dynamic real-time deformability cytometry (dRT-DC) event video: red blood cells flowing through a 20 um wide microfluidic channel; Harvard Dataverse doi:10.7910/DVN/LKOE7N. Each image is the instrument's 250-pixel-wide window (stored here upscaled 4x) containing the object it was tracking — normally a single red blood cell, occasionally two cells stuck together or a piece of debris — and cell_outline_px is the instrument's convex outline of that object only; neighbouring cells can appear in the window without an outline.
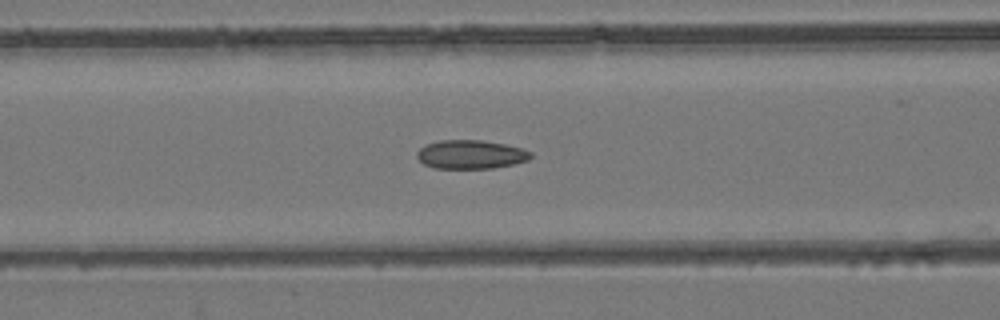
{"species": "common noctule bat (a hibernating species)", "species_latin": "Nyctalus noctula", "temperature_condition": "room temperature", "stored_images_in_passage": 26, "camera_frame_rate_fps": 3000, "um_per_image_px": 0.085, "animal": {"sex": "female", "body_mass_g": 24.6, "forearm_length_mm": 56.2}, "frame": {"image": 1, "passage_image": 12, "time_ms": 3.667, "image_size_px": [1000, 320], "cell_outline_px": [[532, 156], [528, 160], [512, 164], [492, 168], [432, 168], [424, 164], [416, 156], [416, 152], [424, 144], [440, 140], [484, 140], [504, 144], [520, 148], [532, 152]], "centroid_in_image_um": [39.98, 13.12], "position_along_channel_um": 126.6, "area_um2": 19.07}}
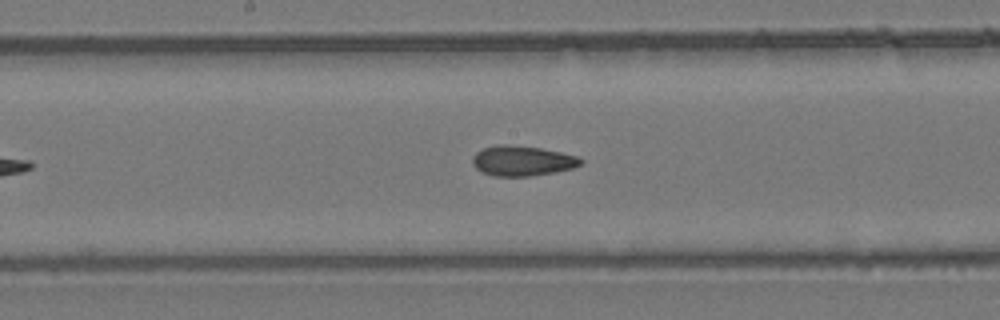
{"frame": {"image": 2, "passage_image": 18, "time_ms": 5.667, "image_size_px": [1000, 320], "cell_outline_px": [[584, 160], [580, 164], [572, 168], [556, 172], [528, 176], [492, 176], [480, 172], [472, 164], [472, 156], [476, 152], [484, 148], [496, 144], [504, 144], [540, 148], [580, 156]], "centroid_in_image_um": [44.37, 13.67], "position_along_channel_um": 203.8, "area_um2": 19.13}}
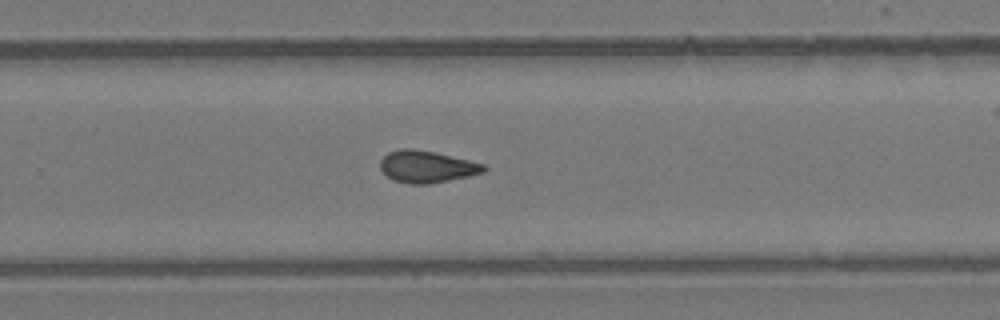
{"frame": {"image": 3, "passage_image": 25, "time_ms": 8.0, "image_size_px": [1000, 320], "cell_outline_px": [[488, 168], [484, 172], [468, 176], [428, 184], [412, 184], [392, 180], [380, 168], [380, 160], [388, 152], [400, 148], [412, 148], [436, 152], [484, 164]], "centroid_in_image_um": [36.26, 14.15], "position_along_channel_um": 293.5, "area_um2": 19.25}}